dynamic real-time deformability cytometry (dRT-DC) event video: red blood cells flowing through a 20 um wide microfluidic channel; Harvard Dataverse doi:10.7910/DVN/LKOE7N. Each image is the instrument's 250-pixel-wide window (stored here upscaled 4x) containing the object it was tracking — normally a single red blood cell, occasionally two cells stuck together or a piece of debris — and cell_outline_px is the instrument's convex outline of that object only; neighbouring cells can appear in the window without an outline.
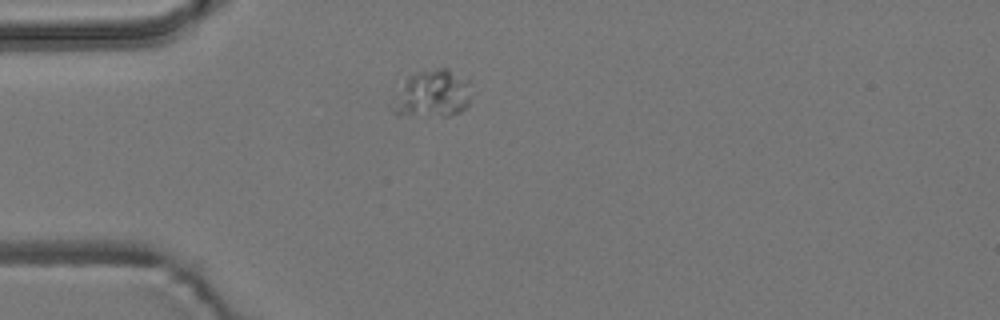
{"species": "common noctule bat (a hibernating species)", "species_latin": "Nyctalus noctula", "temperature_condition": "room temperature", "stored_images_in_passage": 39, "camera_frame_rate_fps": 3000, "um_per_image_px": 0.085, "animal": {"sex": "male", "body_mass_g": 19.2, "forearm_length_mm": 51.8}, "frame": {"image": 1, "passage_image": 1, "time_ms": 0.0, "image_size_px": [1000, 320], "cell_outline_px": [[468, 104], [460, 112], [448, 116], [444, 116], [392, 112], [396, 76], [416, 72], [440, 68], [448, 68], [468, 80]], "centroid_in_image_um": [36.62, 7.9], "position_along_channel_um": 48.4, "area_um2": 22.14}}
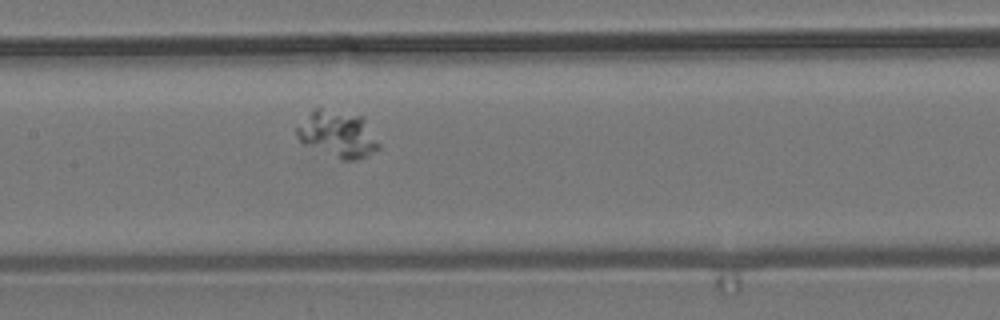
{"frame": {"image": 2, "passage_image": 13, "time_ms": 4.0, "image_size_px": [1000, 320], "cell_outline_px": [[380, 148], [356, 160], [344, 160], [304, 144], [296, 136], [296, 128], [316, 108], [320, 108], [364, 116], [380, 144]], "centroid_in_image_um": [28.74, 11.4], "position_along_channel_um": 178.7, "area_um2": 21.79}}
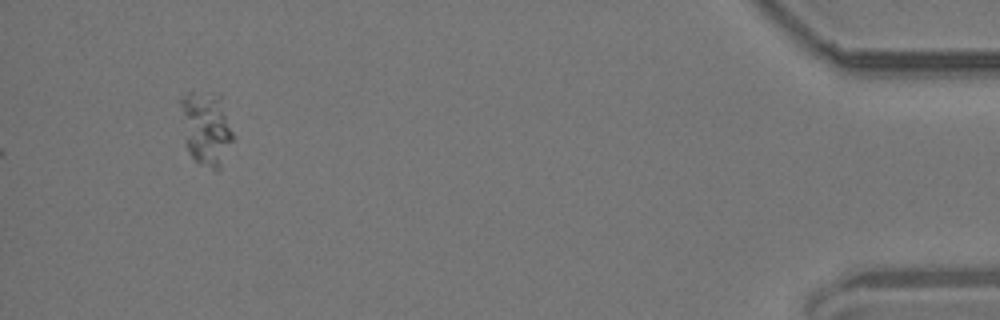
{"frame": {"image": 3, "passage_image": 39, "time_ms": 12.667, "image_size_px": [1000, 320], "cell_outline_px": [[236, 140], [220, 168], [216, 172], [196, 164], [188, 152], [184, 140], [180, 104], [180, 96], [188, 92], [212, 92], [220, 96], [236, 136]], "centroid_in_image_um": [17.55, 10.96], "position_along_channel_um": 417.6, "area_um2": 23.64}}